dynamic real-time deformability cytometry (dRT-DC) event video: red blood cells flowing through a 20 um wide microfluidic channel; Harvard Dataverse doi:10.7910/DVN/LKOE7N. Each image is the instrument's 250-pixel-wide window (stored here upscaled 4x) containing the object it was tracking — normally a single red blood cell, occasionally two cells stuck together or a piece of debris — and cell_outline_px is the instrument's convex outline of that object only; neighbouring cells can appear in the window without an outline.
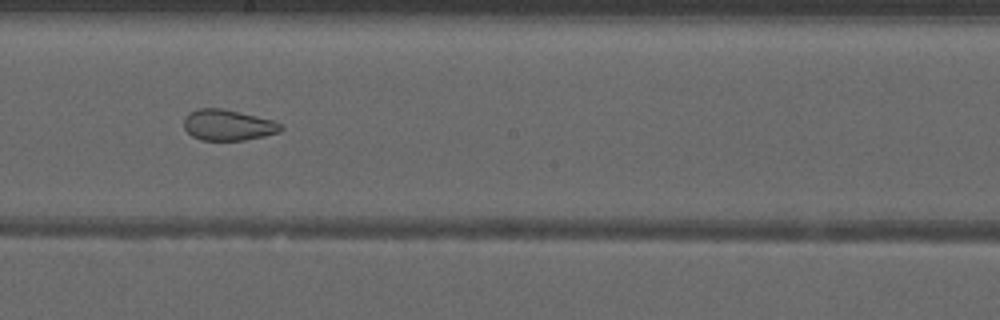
{"species": "common noctule bat (a hibernating species)", "species_latin": "Nyctalus noctula", "temperature_condition": "warm", "stored_images_in_passage": 52, "camera_frame_rate_fps": 3000, "um_per_image_px": 0.085, "animal": {"sex": "male", "forearm_length_mm": 52.5}, "frame": {"image": 1, "passage_image": 30, "time_ms": 9.667, "image_size_px": [1000, 320], "cell_outline_px": [[284, 128], [280, 132], [264, 136], [244, 140], [200, 140], [192, 136], [184, 128], [184, 116], [188, 112], [196, 108], [220, 108], [240, 112], [272, 120], [284, 124]], "centroid_in_image_um": [19.37, 10.62], "position_along_channel_um": 228.8, "area_um2": 17.63}}
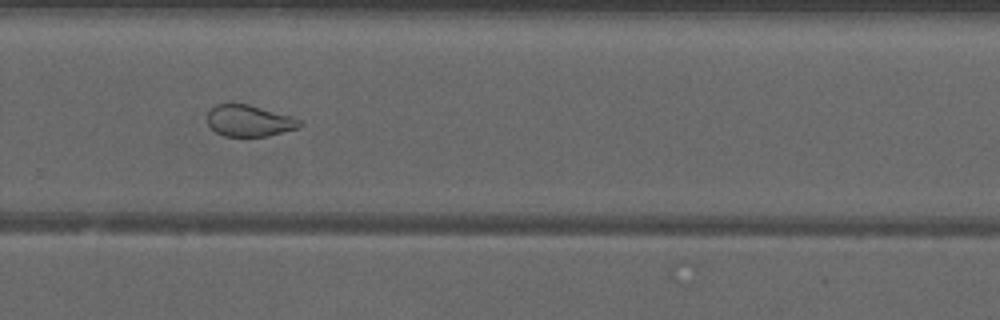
{"frame": {"image": 2, "passage_image": 36, "time_ms": 11.667, "image_size_px": [1000, 320], "cell_outline_px": [[304, 124], [300, 128], [268, 136], [224, 136], [216, 132], [208, 124], [208, 112], [216, 104], [248, 104], [292, 116], [300, 120]], "centroid_in_image_um": [21.23, 10.27], "position_along_channel_um": 308.6, "area_um2": 16.94}}
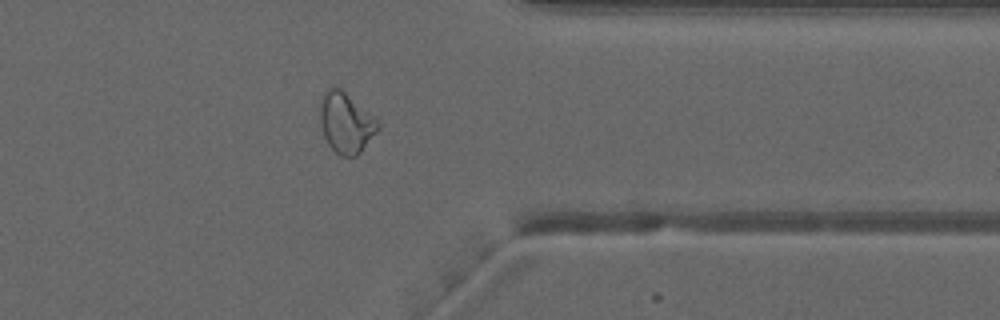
{"frame": {"image": 3, "passage_image": 42, "time_ms": 13.667, "image_size_px": [1000, 320], "cell_outline_px": [[380, 128], [360, 152], [356, 156], [340, 156], [328, 144], [324, 136], [320, 124], [320, 104], [324, 92], [328, 88], [336, 84], [372, 116], [380, 124]], "centroid_in_image_um": [29.38, 10.43], "position_along_channel_um": 382.0, "area_um2": 20.17}, "authors_computed_cell_mechanics": {"area_um2": 23.1778, "velocity_mm_per_s": 4.0199, "shape_relaxation_time_tau1_ms": null, "shape_relaxation_time_tau2_ms": 1.4236, "deformation_change_tau1": null, "deformation_change_tau2": 0.0746}}